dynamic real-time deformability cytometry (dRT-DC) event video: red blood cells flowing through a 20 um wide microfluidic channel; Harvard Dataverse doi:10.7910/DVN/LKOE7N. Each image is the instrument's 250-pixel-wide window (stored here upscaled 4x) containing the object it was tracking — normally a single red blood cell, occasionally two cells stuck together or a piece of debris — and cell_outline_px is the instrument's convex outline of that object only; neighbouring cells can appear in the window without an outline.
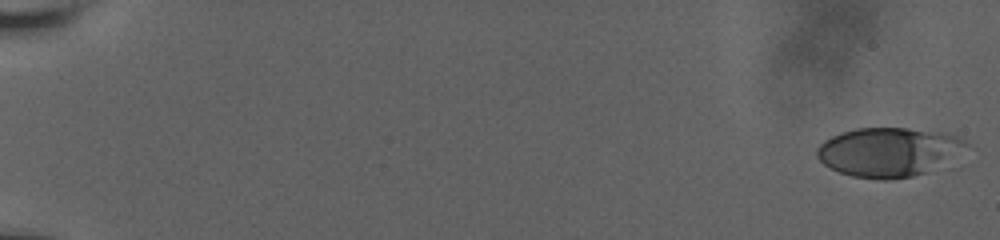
{"species": "human", "species_latin": "Homo sapiens", "temperature_condition": "room temperature", "stored_images_in_passage": 38, "camera_frame_rate_fps": 3000, "um_per_image_px": 0.085, "donor": {"sex": "male"}, "frame": {"image": 1, "passage_image": 1, "time_ms": 0.0, "image_size_px": [1000, 240], "cell_outline_px": [[964, 144], [928, 172], [912, 176], [884, 180], [880, 180], [852, 176], [840, 172], [824, 164], [816, 156], [816, 148], [824, 140], [840, 132], [856, 128], [908, 128], [944, 132], [956, 136], [964, 140]], "centroid_in_image_um": [75.37, 12.9], "position_along_channel_um": 9.6, "area_um2": 41.62}}
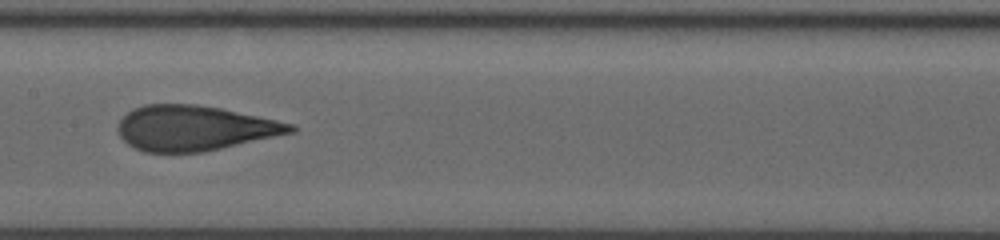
{"frame": {"image": 2, "passage_image": 22, "time_ms": 10.333, "image_size_px": [1000, 240], "cell_outline_px": [[296, 132], [204, 152], [144, 152], [128, 144], [120, 136], [116, 128], [120, 120], [132, 108], [144, 104], [196, 104], [220, 108], [276, 120], [292, 124], [296, 128]], "centroid_in_image_um": [16.51, 10.89], "position_along_channel_um": 190.9, "area_um2": 45.32}}
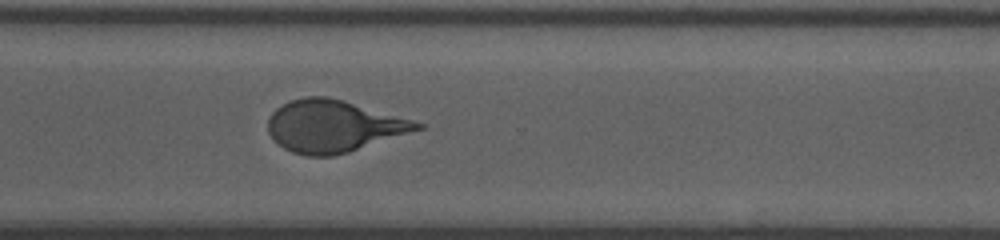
{"frame": {"image": 3, "passage_image": 37, "time_ms": 14.333, "image_size_px": [1000, 240], "cell_outline_px": [[424, 128], [348, 152], [332, 156], [308, 156], [292, 152], [284, 148], [268, 132], [268, 120], [272, 112], [280, 104], [304, 96], [328, 96], [344, 100], [412, 120], [424, 124]], "centroid_in_image_um": [28.32, 10.71], "position_along_channel_um": 342.3, "area_um2": 44.85}}